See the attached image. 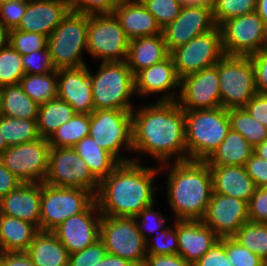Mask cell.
Listing matches in <instances>:
<instances>
[{
    "label": "cell",
    "mask_w": 267,
    "mask_h": 266,
    "mask_svg": "<svg viewBox=\"0 0 267 266\" xmlns=\"http://www.w3.org/2000/svg\"><path fill=\"white\" fill-rule=\"evenodd\" d=\"M144 266H194L179 254L153 255L147 254Z\"/></svg>",
    "instance_id": "obj_55"
},
{
    "label": "cell",
    "mask_w": 267,
    "mask_h": 266,
    "mask_svg": "<svg viewBox=\"0 0 267 266\" xmlns=\"http://www.w3.org/2000/svg\"><path fill=\"white\" fill-rule=\"evenodd\" d=\"M119 0H68L69 9L88 15L113 14Z\"/></svg>",
    "instance_id": "obj_48"
},
{
    "label": "cell",
    "mask_w": 267,
    "mask_h": 266,
    "mask_svg": "<svg viewBox=\"0 0 267 266\" xmlns=\"http://www.w3.org/2000/svg\"><path fill=\"white\" fill-rule=\"evenodd\" d=\"M90 69L94 110L121 109L132 112L136 107L134 75L126 61L98 62ZM135 97V98H134ZM134 98V99H132Z\"/></svg>",
    "instance_id": "obj_4"
},
{
    "label": "cell",
    "mask_w": 267,
    "mask_h": 266,
    "mask_svg": "<svg viewBox=\"0 0 267 266\" xmlns=\"http://www.w3.org/2000/svg\"><path fill=\"white\" fill-rule=\"evenodd\" d=\"M144 164L119 163L99 182L95 201L102 216L136 217L144 208L155 204L159 165Z\"/></svg>",
    "instance_id": "obj_2"
},
{
    "label": "cell",
    "mask_w": 267,
    "mask_h": 266,
    "mask_svg": "<svg viewBox=\"0 0 267 266\" xmlns=\"http://www.w3.org/2000/svg\"><path fill=\"white\" fill-rule=\"evenodd\" d=\"M163 34L144 36L129 41L126 62L133 75L160 63L169 56Z\"/></svg>",
    "instance_id": "obj_27"
},
{
    "label": "cell",
    "mask_w": 267,
    "mask_h": 266,
    "mask_svg": "<svg viewBox=\"0 0 267 266\" xmlns=\"http://www.w3.org/2000/svg\"><path fill=\"white\" fill-rule=\"evenodd\" d=\"M75 114L73 108L56 97L39 105L37 114V128L39 136L49 139L52 134Z\"/></svg>",
    "instance_id": "obj_33"
},
{
    "label": "cell",
    "mask_w": 267,
    "mask_h": 266,
    "mask_svg": "<svg viewBox=\"0 0 267 266\" xmlns=\"http://www.w3.org/2000/svg\"><path fill=\"white\" fill-rule=\"evenodd\" d=\"M213 180V192L241 199L249 203L256 185L247 174L245 166H209Z\"/></svg>",
    "instance_id": "obj_26"
},
{
    "label": "cell",
    "mask_w": 267,
    "mask_h": 266,
    "mask_svg": "<svg viewBox=\"0 0 267 266\" xmlns=\"http://www.w3.org/2000/svg\"><path fill=\"white\" fill-rule=\"evenodd\" d=\"M129 41L114 14L88 15L87 54L95 62L126 61Z\"/></svg>",
    "instance_id": "obj_10"
},
{
    "label": "cell",
    "mask_w": 267,
    "mask_h": 266,
    "mask_svg": "<svg viewBox=\"0 0 267 266\" xmlns=\"http://www.w3.org/2000/svg\"><path fill=\"white\" fill-rule=\"evenodd\" d=\"M44 183L55 187L81 188L96 195L99 181L73 147H50Z\"/></svg>",
    "instance_id": "obj_12"
},
{
    "label": "cell",
    "mask_w": 267,
    "mask_h": 266,
    "mask_svg": "<svg viewBox=\"0 0 267 266\" xmlns=\"http://www.w3.org/2000/svg\"><path fill=\"white\" fill-rule=\"evenodd\" d=\"M113 14L129 40L158 35L162 29L146 7L134 0H119Z\"/></svg>",
    "instance_id": "obj_25"
},
{
    "label": "cell",
    "mask_w": 267,
    "mask_h": 266,
    "mask_svg": "<svg viewBox=\"0 0 267 266\" xmlns=\"http://www.w3.org/2000/svg\"><path fill=\"white\" fill-rule=\"evenodd\" d=\"M8 148L4 138L0 134V155Z\"/></svg>",
    "instance_id": "obj_63"
},
{
    "label": "cell",
    "mask_w": 267,
    "mask_h": 266,
    "mask_svg": "<svg viewBox=\"0 0 267 266\" xmlns=\"http://www.w3.org/2000/svg\"><path fill=\"white\" fill-rule=\"evenodd\" d=\"M57 70V97L68 103L75 113L94 111L90 66Z\"/></svg>",
    "instance_id": "obj_21"
},
{
    "label": "cell",
    "mask_w": 267,
    "mask_h": 266,
    "mask_svg": "<svg viewBox=\"0 0 267 266\" xmlns=\"http://www.w3.org/2000/svg\"><path fill=\"white\" fill-rule=\"evenodd\" d=\"M68 0H28L16 30L50 36L69 11Z\"/></svg>",
    "instance_id": "obj_22"
},
{
    "label": "cell",
    "mask_w": 267,
    "mask_h": 266,
    "mask_svg": "<svg viewBox=\"0 0 267 266\" xmlns=\"http://www.w3.org/2000/svg\"><path fill=\"white\" fill-rule=\"evenodd\" d=\"M25 74H46L55 70L49 49L21 55Z\"/></svg>",
    "instance_id": "obj_47"
},
{
    "label": "cell",
    "mask_w": 267,
    "mask_h": 266,
    "mask_svg": "<svg viewBox=\"0 0 267 266\" xmlns=\"http://www.w3.org/2000/svg\"><path fill=\"white\" fill-rule=\"evenodd\" d=\"M254 153L267 160V139L254 147Z\"/></svg>",
    "instance_id": "obj_61"
},
{
    "label": "cell",
    "mask_w": 267,
    "mask_h": 266,
    "mask_svg": "<svg viewBox=\"0 0 267 266\" xmlns=\"http://www.w3.org/2000/svg\"><path fill=\"white\" fill-rule=\"evenodd\" d=\"M10 1H14V0H0V5L3 4V3H8Z\"/></svg>",
    "instance_id": "obj_64"
},
{
    "label": "cell",
    "mask_w": 267,
    "mask_h": 266,
    "mask_svg": "<svg viewBox=\"0 0 267 266\" xmlns=\"http://www.w3.org/2000/svg\"><path fill=\"white\" fill-rule=\"evenodd\" d=\"M132 131L133 161L143 163L150 156L160 166L187 160L184 110L176 101L136 105Z\"/></svg>",
    "instance_id": "obj_1"
},
{
    "label": "cell",
    "mask_w": 267,
    "mask_h": 266,
    "mask_svg": "<svg viewBox=\"0 0 267 266\" xmlns=\"http://www.w3.org/2000/svg\"><path fill=\"white\" fill-rule=\"evenodd\" d=\"M257 0H215L213 18L219 27L224 21L256 11Z\"/></svg>",
    "instance_id": "obj_40"
},
{
    "label": "cell",
    "mask_w": 267,
    "mask_h": 266,
    "mask_svg": "<svg viewBox=\"0 0 267 266\" xmlns=\"http://www.w3.org/2000/svg\"><path fill=\"white\" fill-rule=\"evenodd\" d=\"M95 195L81 188L55 187L41 183L40 230L53 231L71 216L84 212Z\"/></svg>",
    "instance_id": "obj_9"
},
{
    "label": "cell",
    "mask_w": 267,
    "mask_h": 266,
    "mask_svg": "<svg viewBox=\"0 0 267 266\" xmlns=\"http://www.w3.org/2000/svg\"><path fill=\"white\" fill-rule=\"evenodd\" d=\"M245 169L257 188H267V160L253 153L246 161Z\"/></svg>",
    "instance_id": "obj_53"
},
{
    "label": "cell",
    "mask_w": 267,
    "mask_h": 266,
    "mask_svg": "<svg viewBox=\"0 0 267 266\" xmlns=\"http://www.w3.org/2000/svg\"><path fill=\"white\" fill-rule=\"evenodd\" d=\"M96 266H136V265L127 259L107 253L106 256L101 261H99V263H97Z\"/></svg>",
    "instance_id": "obj_58"
},
{
    "label": "cell",
    "mask_w": 267,
    "mask_h": 266,
    "mask_svg": "<svg viewBox=\"0 0 267 266\" xmlns=\"http://www.w3.org/2000/svg\"><path fill=\"white\" fill-rule=\"evenodd\" d=\"M194 266H232L226 255L225 237L220 238Z\"/></svg>",
    "instance_id": "obj_52"
},
{
    "label": "cell",
    "mask_w": 267,
    "mask_h": 266,
    "mask_svg": "<svg viewBox=\"0 0 267 266\" xmlns=\"http://www.w3.org/2000/svg\"><path fill=\"white\" fill-rule=\"evenodd\" d=\"M134 91L136 98L144 101L154 95L156 101H177L180 78L172 57L169 55L162 62L138 71L134 75Z\"/></svg>",
    "instance_id": "obj_18"
},
{
    "label": "cell",
    "mask_w": 267,
    "mask_h": 266,
    "mask_svg": "<svg viewBox=\"0 0 267 266\" xmlns=\"http://www.w3.org/2000/svg\"><path fill=\"white\" fill-rule=\"evenodd\" d=\"M41 183H22L0 199V214L30 222L40 230Z\"/></svg>",
    "instance_id": "obj_23"
},
{
    "label": "cell",
    "mask_w": 267,
    "mask_h": 266,
    "mask_svg": "<svg viewBox=\"0 0 267 266\" xmlns=\"http://www.w3.org/2000/svg\"><path fill=\"white\" fill-rule=\"evenodd\" d=\"M107 254L105 245L101 239L89 247L69 254L68 266H96Z\"/></svg>",
    "instance_id": "obj_46"
},
{
    "label": "cell",
    "mask_w": 267,
    "mask_h": 266,
    "mask_svg": "<svg viewBox=\"0 0 267 266\" xmlns=\"http://www.w3.org/2000/svg\"><path fill=\"white\" fill-rule=\"evenodd\" d=\"M21 184L22 182L0 160V199Z\"/></svg>",
    "instance_id": "obj_56"
},
{
    "label": "cell",
    "mask_w": 267,
    "mask_h": 266,
    "mask_svg": "<svg viewBox=\"0 0 267 266\" xmlns=\"http://www.w3.org/2000/svg\"><path fill=\"white\" fill-rule=\"evenodd\" d=\"M0 134L8 147L40 138L37 120L13 118L0 115Z\"/></svg>",
    "instance_id": "obj_35"
},
{
    "label": "cell",
    "mask_w": 267,
    "mask_h": 266,
    "mask_svg": "<svg viewBox=\"0 0 267 266\" xmlns=\"http://www.w3.org/2000/svg\"><path fill=\"white\" fill-rule=\"evenodd\" d=\"M252 60L258 94L267 95V49L249 55Z\"/></svg>",
    "instance_id": "obj_51"
},
{
    "label": "cell",
    "mask_w": 267,
    "mask_h": 266,
    "mask_svg": "<svg viewBox=\"0 0 267 266\" xmlns=\"http://www.w3.org/2000/svg\"><path fill=\"white\" fill-rule=\"evenodd\" d=\"M102 215L94 201L84 212L69 217L52 232L69 254L79 252L100 239Z\"/></svg>",
    "instance_id": "obj_19"
},
{
    "label": "cell",
    "mask_w": 267,
    "mask_h": 266,
    "mask_svg": "<svg viewBox=\"0 0 267 266\" xmlns=\"http://www.w3.org/2000/svg\"><path fill=\"white\" fill-rule=\"evenodd\" d=\"M169 55L180 79L216 65L225 55L220 28L216 26L213 30L194 37L185 45L173 49Z\"/></svg>",
    "instance_id": "obj_14"
},
{
    "label": "cell",
    "mask_w": 267,
    "mask_h": 266,
    "mask_svg": "<svg viewBox=\"0 0 267 266\" xmlns=\"http://www.w3.org/2000/svg\"><path fill=\"white\" fill-rule=\"evenodd\" d=\"M228 116L230 128L239 132L253 147L267 139V128L244 108L228 109Z\"/></svg>",
    "instance_id": "obj_37"
},
{
    "label": "cell",
    "mask_w": 267,
    "mask_h": 266,
    "mask_svg": "<svg viewBox=\"0 0 267 266\" xmlns=\"http://www.w3.org/2000/svg\"><path fill=\"white\" fill-rule=\"evenodd\" d=\"M249 221L267 224V188H256L248 203Z\"/></svg>",
    "instance_id": "obj_50"
},
{
    "label": "cell",
    "mask_w": 267,
    "mask_h": 266,
    "mask_svg": "<svg viewBox=\"0 0 267 266\" xmlns=\"http://www.w3.org/2000/svg\"><path fill=\"white\" fill-rule=\"evenodd\" d=\"M254 147L239 132L230 129L218 148L206 160L208 166H245Z\"/></svg>",
    "instance_id": "obj_30"
},
{
    "label": "cell",
    "mask_w": 267,
    "mask_h": 266,
    "mask_svg": "<svg viewBox=\"0 0 267 266\" xmlns=\"http://www.w3.org/2000/svg\"><path fill=\"white\" fill-rule=\"evenodd\" d=\"M261 266H267V261H263Z\"/></svg>",
    "instance_id": "obj_65"
},
{
    "label": "cell",
    "mask_w": 267,
    "mask_h": 266,
    "mask_svg": "<svg viewBox=\"0 0 267 266\" xmlns=\"http://www.w3.org/2000/svg\"><path fill=\"white\" fill-rule=\"evenodd\" d=\"M50 145L42 137L8 147L0 160L22 183H42L48 170Z\"/></svg>",
    "instance_id": "obj_15"
},
{
    "label": "cell",
    "mask_w": 267,
    "mask_h": 266,
    "mask_svg": "<svg viewBox=\"0 0 267 266\" xmlns=\"http://www.w3.org/2000/svg\"><path fill=\"white\" fill-rule=\"evenodd\" d=\"M28 0H14L0 5V20L9 30L16 29L27 8Z\"/></svg>",
    "instance_id": "obj_49"
},
{
    "label": "cell",
    "mask_w": 267,
    "mask_h": 266,
    "mask_svg": "<svg viewBox=\"0 0 267 266\" xmlns=\"http://www.w3.org/2000/svg\"><path fill=\"white\" fill-rule=\"evenodd\" d=\"M221 107L244 108L257 93L250 56L224 55L217 62Z\"/></svg>",
    "instance_id": "obj_8"
},
{
    "label": "cell",
    "mask_w": 267,
    "mask_h": 266,
    "mask_svg": "<svg viewBox=\"0 0 267 266\" xmlns=\"http://www.w3.org/2000/svg\"><path fill=\"white\" fill-rule=\"evenodd\" d=\"M159 170L167 179L165 194L172 219L202 220L213 193L212 174L207 162L188 159L162 164Z\"/></svg>",
    "instance_id": "obj_3"
},
{
    "label": "cell",
    "mask_w": 267,
    "mask_h": 266,
    "mask_svg": "<svg viewBox=\"0 0 267 266\" xmlns=\"http://www.w3.org/2000/svg\"><path fill=\"white\" fill-rule=\"evenodd\" d=\"M19 84L38 105L57 97V70L46 74H25Z\"/></svg>",
    "instance_id": "obj_36"
},
{
    "label": "cell",
    "mask_w": 267,
    "mask_h": 266,
    "mask_svg": "<svg viewBox=\"0 0 267 266\" xmlns=\"http://www.w3.org/2000/svg\"><path fill=\"white\" fill-rule=\"evenodd\" d=\"M38 108L19 83L0 87V115L37 120Z\"/></svg>",
    "instance_id": "obj_31"
},
{
    "label": "cell",
    "mask_w": 267,
    "mask_h": 266,
    "mask_svg": "<svg viewBox=\"0 0 267 266\" xmlns=\"http://www.w3.org/2000/svg\"><path fill=\"white\" fill-rule=\"evenodd\" d=\"M38 231L30 222L0 214V252H26Z\"/></svg>",
    "instance_id": "obj_29"
},
{
    "label": "cell",
    "mask_w": 267,
    "mask_h": 266,
    "mask_svg": "<svg viewBox=\"0 0 267 266\" xmlns=\"http://www.w3.org/2000/svg\"><path fill=\"white\" fill-rule=\"evenodd\" d=\"M244 109L267 128V95L256 93Z\"/></svg>",
    "instance_id": "obj_54"
},
{
    "label": "cell",
    "mask_w": 267,
    "mask_h": 266,
    "mask_svg": "<svg viewBox=\"0 0 267 266\" xmlns=\"http://www.w3.org/2000/svg\"><path fill=\"white\" fill-rule=\"evenodd\" d=\"M90 114L75 113L61 125L48 139L50 147H74L84 137L89 136Z\"/></svg>",
    "instance_id": "obj_34"
},
{
    "label": "cell",
    "mask_w": 267,
    "mask_h": 266,
    "mask_svg": "<svg viewBox=\"0 0 267 266\" xmlns=\"http://www.w3.org/2000/svg\"><path fill=\"white\" fill-rule=\"evenodd\" d=\"M9 33H10V30L0 20V48H3L9 45Z\"/></svg>",
    "instance_id": "obj_60"
},
{
    "label": "cell",
    "mask_w": 267,
    "mask_h": 266,
    "mask_svg": "<svg viewBox=\"0 0 267 266\" xmlns=\"http://www.w3.org/2000/svg\"><path fill=\"white\" fill-rule=\"evenodd\" d=\"M88 14L69 10L48 37V48L55 70L88 65ZM85 52V53H84Z\"/></svg>",
    "instance_id": "obj_6"
},
{
    "label": "cell",
    "mask_w": 267,
    "mask_h": 266,
    "mask_svg": "<svg viewBox=\"0 0 267 266\" xmlns=\"http://www.w3.org/2000/svg\"><path fill=\"white\" fill-rule=\"evenodd\" d=\"M216 26L212 6L184 4L176 19L162 29L166 48L170 53L194 37L213 30Z\"/></svg>",
    "instance_id": "obj_17"
},
{
    "label": "cell",
    "mask_w": 267,
    "mask_h": 266,
    "mask_svg": "<svg viewBox=\"0 0 267 266\" xmlns=\"http://www.w3.org/2000/svg\"><path fill=\"white\" fill-rule=\"evenodd\" d=\"M26 253L36 266H68L69 253L52 231L39 230Z\"/></svg>",
    "instance_id": "obj_28"
},
{
    "label": "cell",
    "mask_w": 267,
    "mask_h": 266,
    "mask_svg": "<svg viewBox=\"0 0 267 266\" xmlns=\"http://www.w3.org/2000/svg\"><path fill=\"white\" fill-rule=\"evenodd\" d=\"M24 75L21 54L10 45L0 48V87L18 84Z\"/></svg>",
    "instance_id": "obj_39"
},
{
    "label": "cell",
    "mask_w": 267,
    "mask_h": 266,
    "mask_svg": "<svg viewBox=\"0 0 267 266\" xmlns=\"http://www.w3.org/2000/svg\"><path fill=\"white\" fill-rule=\"evenodd\" d=\"M256 12L267 27V0H257Z\"/></svg>",
    "instance_id": "obj_59"
},
{
    "label": "cell",
    "mask_w": 267,
    "mask_h": 266,
    "mask_svg": "<svg viewBox=\"0 0 267 266\" xmlns=\"http://www.w3.org/2000/svg\"><path fill=\"white\" fill-rule=\"evenodd\" d=\"M178 254L196 263L220 237L201 220H177Z\"/></svg>",
    "instance_id": "obj_24"
},
{
    "label": "cell",
    "mask_w": 267,
    "mask_h": 266,
    "mask_svg": "<svg viewBox=\"0 0 267 266\" xmlns=\"http://www.w3.org/2000/svg\"><path fill=\"white\" fill-rule=\"evenodd\" d=\"M225 250L232 266H261L264 261L233 237H225Z\"/></svg>",
    "instance_id": "obj_45"
},
{
    "label": "cell",
    "mask_w": 267,
    "mask_h": 266,
    "mask_svg": "<svg viewBox=\"0 0 267 266\" xmlns=\"http://www.w3.org/2000/svg\"><path fill=\"white\" fill-rule=\"evenodd\" d=\"M165 229L146 240L147 254L171 255L178 254L177 220L170 222Z\"/></svg>",
    "instance_id": "obj_41"
},
{
    "label": "cell",
    "mask_w": 267,
    "mask_h": 266,
    "mask_svg": "<svg viewBox=\"0 0 267 266\" xmlns=\"http://www.w3.org/2000/svg\"><path fill=\"white\" fill-rule=\"evenodd\" d=\"M184 118L187 160L206 161L231 129L228 109L184 111Z\"/></svg>",
    "instance_id": "obj_5"
},
{
    "label": "cell",
    "mask_w": 267,
    "mask_h": 266,
    "mask_svg": "<svg viewBox=\"0 0 267 266\" xmlns=\"http://www.w3.org/2000/svg\"><path fill=\"white\" fill-rule=\"evenodd\" d=\"M86 162L92 175L100 182L106 178L119 162L90 137H84L73 147Z\"/></svg>",
    "instance_id": "obj_32"
},
{
    "label": "cell",
    "mask_w": 267,
    "mask_h": 266,
    "mask_svg": "<svg viewBox=\"0 0 267 266\" xmlns=\"http://www.w3.org/2000/svg\"><path fill=\"white\" fill-rule=\"evenodd\" d=\"M219 28L225 55L249 56L267 49V27L256 11L228 19Z\"/></svg>",
    "instance_id": "obj_13"
},
{
    "label": "cell",
    "mask_w": 267,
    "mask_h": 266,
    "mask_svg": "<svg viewBox=\"0 0 267 266\" xmlns=\"http://www.w3.org/2000/svg\"><path fill=\"white\" fill-rule=\"evenodd\" d=\"M142 4L161 29L176 19L184 5L181 0H145Z\"/></svg>",
    "instance_id": "obj_44"
},
{
    "label": "cell",
    "mask_w": 267,
    "mask_h": 266,
    "mask_svg": "<svg viewBox=\"0 0 267 266\" xmlns=\"http://www.w3.org/2000/svg\"><path fill=\"white\" fill-rule=\"evenodd\" d=\"M136 2H139V3H143L145 0H134Z\"/></svg>",
    "instance_id": "obj_66"
},
{
    "label": "cell",
    "mask_w": 267,
    "mask_h": 266,
    "mask_svg": "<svg viewBox=\"0 0 267 266\" xmlns=\"http://www.w3.org/2000/svg\"><path fill=\"white\" fill-rule=\"evenodd\" d=\"M89 136L119 163L133 161L126 154H133L132 112L94 110L90 114Z\"/></svg>",
    "instance_id": "obj_7"
},
{
    "label": "cell",
    "mask_w": 267,
    "mask_h": 266,
    "mask_svg": "<svg viewBox=\"0 0 267 266\" xmlns=\"http://www.w3.org/2000/svg\"><path fill=\"white\" fill-rule=\"evenodd\" d=\"M201 221L220 238L233 237L249 221L248 203L213 192Z\"/></svg>",
    "instance_id": "obj_20"
},
{
    "label": "cell",
    "mask_w": 267,
    "mask_h": 266,
    "mask_svg": "<svg viewBox=\"0 0 267 266\" xmlns=\"http://www.w3.org/2000/svg\"><path fill=\"white\" fill-rule=\"evenodd\" d=\"M100 239L108 254L143 266L146 256V240L139 231L135 217L102 216L100 221Z\"/></svg>",
    "instance_id": "obj_11"
},
{
    "label": "cell",
    "mask_w": 267,
    "mask_h": 266,
    "mask_svg": "<svg viewBox=\"0 0 267 266\" xmlns=\"http://www.w3.org/2000/svg\"><path fill=\"white\" fill-rule=\"evenodd\" d=\"M9 45L21 55L30 54L37 50L49 49L48 36L16 29L10 30Z\"/></svg>",
    "instance_id": "obj_42"
},
{
    "label": "cell",
    "mask_w": 267,
    "mask_h": 266,
    "mask_svg": "<svg viewBox=\"0 0 267 266\" xmlns=\"http://www.w3.org/2000/svg\"><path fill=\"white\" fill-rule=\"evenodd\" d=\"M154 208L155 206L152 204L144 208L135 217L139 231L145 240L165 229L169 225L167 223L168 221L171 222V218L167 214L163 215L161 211L155 210Z\"/></svg>",
    "instance_id": "obj_43"
},
{
    "label": "cell",
    "mask_w": 267,
    "mask_h": 266,
    "mask_svg": "<svg viewBox=\"0 0 267 266\" xmlns=\"http://www.w3.org/2000/svg\"><path fill=\"white\" fill-rule=\"evenodd\" d=\"M184 4H205L212 6L215 0H181Z\"/></svg>",
    "instance_id": "obj_62"
},
{
    "label": "cell",
    "mask_w": 267,
    "mask_h": 266,
    "mask_svg": "<svg viewBox=\"0 0 267 266\" xmlns=\"http://www.w3.org/2000/svg\"><path fill=\"white\" fill-rule=\"evenodd\" d=\"M233 238L262 260L267 261V224L248 221Z\"/></svg>",
    "instance_id": "obj_38"
},
{
    "label": "cell",
    "mask_w": 267,
    "mask_h": 266,
    "mask_svg": "<svg viewBox=\"0 0 267 266\" xmlns=\"http://www.w3.org/2000/svg\"><path fill=\"white\" fill-rule=\"evenodd\" d=\"M184 111L221 107L220 79L217 64L180 79L176 101Z\"/></svg>",
    "instance_id": "obj_16"
},
{
    "label": "cell",
    "mask_w": 267,
    "mask_h": 266,
    "mask_svg": "<svg viewBox=\"0 0 267 266\" xmlns=\"http://www.w3.org/2000/svg\"><path fill=\"white\" fill-rule=\"evenodd\" d=\"M0 266H36L26 252H0Z\"/></svg>",
    "instance_id": "obj_57"
}]
</instances>
